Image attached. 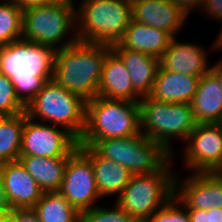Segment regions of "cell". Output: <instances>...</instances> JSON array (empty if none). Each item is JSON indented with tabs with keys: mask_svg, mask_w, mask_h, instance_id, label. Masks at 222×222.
<instances>
[{
	"mask_svg": "<svg viewBox=\"0 0 222 222\" xmlns=\"http://www.w3.org/2000/svg\"><path fill=\"white\" fill-rule=\"evenodd\" d=\"M55 54L56 48L22 38L0 47V72L12 80L25 106L52 80Z\"/></svg>",
	"mask_w": 222,
	"mask_h": 222,
	"instance_id": "6da1fadb",
	"label": "cell"
},
{
	"mask_svg": "<svg viewBox=\"0 0 222 222\" xmlns=\"http://www.w3.org/2000/svg\"><path fill=\"white\" fill-rule=\"evenodd\" d=\"M111 46L77 41L56 49L53 80L85 101L98 96L102 67Z\"/></svg>",
	"mask_w": 222,
	"mask_h": 222,
	"instance_id": "7a4b0ae2",
	"label": "cell"
},
{
	"mask_svg": "<svg viewBox=\"0 0 222 222\" xmlns=\"http://www.w3.org/2000/svg\"><path fill=\"white\" fill-rule=\"evenodd\" d=\"M141 133L139 104L96 96L86 101L85 128L78 146L98 140L127 138Z\"/></svg>",
	"mask_w": 222,
	"mask_h": 222,
	"instance_id": "3957f363",
	"label": "cell"
},
{
	"mask_svg": "<svg viewBox=\"0 0 222 222\" xmlns=\"http://www.w3.org/2000/svg\"><path fill=\"white\" fill-rule=\"evenodd\" d=\"M80 4L75 27L78 41L112 46L124 37L132 21L130 0H82Z\"/></svg>",
	"mask_w": 222,
	"mask_h": 222,
	"instance_id": "277c9868",
	"label": "cell"
},
{
	"mask_svg": "<svg viewBox=\"0 0 222 222\" xmlns=\"http://www.w3.org/2000/svg\"><path fill=\"white\" fill-rule=\"evenodd\" d=\"M138 104L141 133L161 144L170 154L173 153L172 140L186 141L197 125L190 103L159 102L146 96Z\"/></svg>",
	"mask_w": 222,
	"mask_h": 222,
	"instance_id": "5b68a950",
	"label": "cell"
},
{
	"mask_svg": "<svg viewBox=\"0 0 222 222\" xmlns=\"http://www.w3.org/2000/svg\"><path fill=\"white\" fill-rule=\"evenodd\" d=\"M27 116L42 123L63 127L78 140L85 128L86 101L79 95L63 88L53 79L26 106Z\"/></svg>",
	"mask_w": 222,
	"mask_h": 222,
	"instance_id": "8992f818",
	"label": "cell"
},
{
	"mask_svg": "<svg viewBox=\"0 0 222 222\" xmlns=\"http://www.w3.org/2000/svg\"><path fill=\"white\" fill-rule=\"evenodd\" d=\"M74 3H76L74 0H61L50 5L24 9L22 39L56 49L68 47L77 42L75 31L69 40H64L70 29L77 25V8Z\"/></svg>",
	"mask_w": 222,
	"mask_h": 222,
	"instance_id": "52a82bcc",
	"label": "cell"
},
{
	"mask_svg": "<svg viewBox=\"0 0 222 222\" xmlns=\"http://www.w3.org/2000/svg\"><path fill=\"white\" fill-rule=\"evenodd\" d=\"M171 161L155 173L132 175L115 203L137 222H145L174 196L175 176L171 174Z\"/></svg>",
	"mask_w": 222,
	"mask_h": 222,
	"instance_id": "ba28073f",
	"label": "cell"
},
{
	"mask_svg": "<svg viewBox=\"0 0 222 222\" xmlns=\"http://www.w3.org/2000/svg\"><path fill=\"white\" fill-rule=\"evenodd\" d=\"M92 148L103 158L124 166L132 175L159 171L173 155L142 133L127 138L98 140Z\"/></svg>",
	"mask_w": 222,
	"mask_h": 222,
	"instance_id": "9c48e42d",
	"label": "cell"
},
{
	"mask_svg": "<svg viewBox=\"0 0 222 222\" xmlns=\"http://www.w3.org/2000/svg\"><path fill=\"white\" fill-rule=\"evenodd\" d=\"M78 148V139L63 127L34 121L25 111L20 155L69 157Z\"/></svg>",
	"mask_w": 222,
	"mask_h": 222,
	"instance_id": "30bf717a",
	"label": "cell"
},
{
	"mask_svg": "<svg viewBox=\"0 0 222 222\" xmlns=\"http://www.w3.org/2000/svg\"><path fill=\"white\" fill-rule=\"evenodd\" d=\"M59 192L80 214L102 199L91 159L79 147L68 158Z\"/></svg>",
	"mask_w": 222,
	"mask_h": 222,
	"instance_id": "8fae6325",
	"label": "cell"
},
{
	"mask_svg": "<svg viewBox=\"0 0 222 222\" xmlns=\"http://www.w3.org/2000/svg\"><path fill=\"white\" fill-rule=\"evenodd\" d=\"M184 165L192 173L218 172L222 168V127L218 123L197 124L188 135Z\"/></svg>",
	"mask_w": 222,
	"mask_h": 222,
	"instance_id": "7c38bea8",
	"label": "cell"
},
{
	"mask_svg": "<svg viewBox=\"0 0 222 222\" xmlns=\"http://www.w3.org/2000/svg\"><path fill=\"white\" fill-rule=\"evenodd\" d=\"M179 178H174V196L186 209L222 208V176L219 172H191L186 180Z\"/></svg>",
	"mask_w": 222,
	"mask_h": 222,
	"instance_id": "4fadbf2b",
	"label": "cell"
},
{
	"mask_svg": "<svg viewBox=\"0 0 222 222\" xmlns=\"http://www.w3.org/2000/svg\"><path fill=\"white\" fill-rule=\"evenodd\" d=\"M188 14L172 0L132 1V20L152 26L176 37Z\"/></svg>",
	"mask_w": 222,
	"mask_h": 222,
	"instance_id": "5bb4252c",
	"label": "cell"
},
{
	"mask_svg": "<svg viewBox=\"0 0 222 222\" xmlns=\"http://www.w3.org/2000/svg\"><path fill=\"white\" fill-rule=\"evenodd\" d=\"M0 177L11 209L34 207L43 194L19 160L1 163Z\"/></svg>",
	"mask_w": 222,
	"mask_h": 222,
	"instance_id": "9a60e30c",
	"label": "cell"
},
{
	"mask_svg": "<svg viewBox=\"0 0 222 222\" xmlns=\"http://www.w3.org/2000/svg\"><path fill=\"white\" fill-rule=\"evenodd\" d=\"M207 54V50L200 45L178 42L173 37L160 58V66L184 75L202 76L210 71Z\"/></svg>",
	"mask_w": 222,
	"mask_h": 222,
	"instance_id": "2e32d148",
	"label": "cell"
},
{
	"mask_svg": "<svg viewBox=\"0 0 222 222\" xmlns=\"http://www.w3.org/2000/svg\"><path fill=\"white\" fill-rule=\"evenodd\" d=\"M98 96L136 103L142 98L133 88L125 63L113 49L103 63Z\"/></svg>",
	"mask_w": 222,
	"mask_h": 222,
	"instance_id": "e0dca14e",
	"label": "cell"
},
{
	"mask_svg": "<svg viewBox=\"0 0 222 222\" xmlns=\"http://www.w3.org/2000/svg\"><path fill=\"white\" fill-rule=\"evenodd\" d=\"M201 76L184 75L159 66L150 98L159 102L190 103Z\"/></svg>",
	"mask_w": 222,
	"mask_h": 222,
	"instance_id": "ac0fdd59",
	"label": "cell"
},
{
	"mask_svg": "<svg viewBox=\"0 0 222 222\" xmlns=\"http://www.w3.org/2000/svg\"><path fill=\"white\" fill-rule=\"evenodd\" d=\"M172 37L165 31L140 22L131 21L124 37L112 49H129L161 58Z\"/></svg>",
	"mask_w": 222,
	"mask_h": 222,
	"instance_id": "d6986e66",
	"label": "cell"
},
{
	"mask_svg": "<svg viewBox=\"0 0 222 222\" xmlns=\"http://www.w3.org/2000/svg\"><path fill=\"white\" fill-rule=\"evenodd\" d=\"M190 105L197 124L220 122L222 118V88L219 80L211 71L199 79L197 91Z\"/></svg>",
	"mask_w": 222,
	"mask_h": 222,
	"instance_id": "ffe728a7",
	"label": "cell"
},
{
	"mask_svg": "<svg viewBox=\"0 0 222 222\" xmlns=\"http://www.w3.org/2000/svg\"><path fill=\"white\" fill-rule=\"evenodd\" d=\"M78 147L91 159L100 196L119 195L130 182V171L113 160L101 157L91 146Z\"/></svg>",
	"mask_w": 222,
	"mask_h": 222,
	"instance_id": "44dd1931",
	"label": "cell"
},
{
	"mask_svg": "<svg viewBox=\"0 0 222 222\" xmlns=\"http://www.w3.org/2000/svg\"><path fill=\"white\" fill-rule=\"evenodd\" d=\"M123 60L129 72L134 90L141 96L151 94L160 66V59L129 49H113Z\"/></svg>",
	"mask_w": 222,
	"mask_h": 222,
	"instance_id": "7402d4cb",
	"label": "cell"
},
{
	"mask_svg": "<svg viewBox=\"0 0 222 222\" xmlns=\"http://www.w3.org/2000/svg\"><path fill=\"white\" fill-rule=\"evenodd\" d=\"M69 157L20 155L19 161L43 192L59 191Z\"/></svg>",
	"mask_w": 222,
	"mask_h": 222,
	"instance_id": "603a6c76",
	"label": "cell"
},
{
	"mask_svg": "<svg viewBox=\"0 0 222 222\" xmlns=\"http://www.w3.org/2000/svg\"><path fill=\"white\" fill-rule=\"evenodd\" d=\"M33 208L41 222H81V214L59 191L43 192Z\"/></svg>",
	"mask_w": 222,
	"mask_h": 222,
	"instance_id": "cb8c5ba5",
	"label": "cell"
},
{
	"mask_svg": "<svg viewBox=\"0 0 222 222\" xmlns=\"http://www.w3.org/2000/svg\"><path fill=\"white\" fill-rule=\"evenodd\" d=\"M24 126L25 111L13 116H0V164L19 159Z\"/></svg>",
	"mask_w": 222,
	"mask_h": 222,
	"instance_id": "d4e9b609",
	"label": "cell"
},
{
	"mask_svg": "<svg viewBox=\"0 0 222 222\" xmlns=\"http://www.w3.org/2000/svg\"><path fill=\"white\" fill-rule=\"evenodd\" d=\"M4 1V0H3ZM23 9L11 0L0 3V47L22 38Z\"/></svg>",
	"mask_w": 222,
	"mask_h": 222,
	"instance_id": "484cf974",
	"label": "cell"
},
{
	"mask_svg": "<svg viewBox=\"0 0 222 222\" xmlns=\"http://www.w3.org/2000/svg\"><path fill=\"white\" fill-rule=\"evenodd\" d=\"M26 110L15 93L12 80L0 72V116H13Z\"/></svg>",
	"mask_w": 222,
	"mask_h": 222,
	"instance_id": "4316f807",
	"label": "cell"
},
{
	"mask_svg": "<svg viewBox=\"0 0 222 222\" xmlns=\"http://www.w3.org/2000/svg\"><path fill=\"white\" fill-rule=\"evenodd\" d=\"M114 209L94 206L81 214V222H137L115 203Z\"/></svg>",
	"mask_w": 222,
	"mask_h": 222,
	"instance_id": "83f0119b",
	"label": "cell"
},
{
	"mask_svg": "<svg viewBox=\"0 0 222 222\" xmlns=\"http://www.w3.org/2000/svg\"><path fill=\"white\" fill-rule=\"evenodd\" d=\"M145 222H191V221L187 209L177 200L175 196H173L162 208L154 212Z\"/></svg>",
	"mask_w": 222,
	"mask_h": 222,
	"instance_id": "f1b7e54d",
	"label": "cell"
},
{
	"mask_svg": "<svg viewBox=\"0 0 222 222\" xmlns=\"http://www.w3.org/2000/svg\"><path fill=\"white\" fill-rule=\"evenodd\" d=\"M11 212L16 216L17 222H41L33 207L15 208Z\"/></svg>",
	"mask_w": 222,
	"mask_h": 222,
	"instance_id": "f546056e",
	"label": "cell"
},
{
	"mask_svg": "<svg viewBox=\"0 0 222 222\" xmlns=\"http://www.w3.org/2000/svg\"><path fill=\"white\" fill-rule=\"evenodd\" d=\"M207 15L213 17L215 20L221 23L222 21V0H205L202 6Z\"/></svg>",
	"mask_w": 222,
	"mask_h": 222,
	"instance_id": "4dcf8cb0",
	"label": "cell"
},
{
	"mask_svg": "<svg viewBox=\"0 0 222 222\" xmlns=\"http://www.w3.org/2000/svg\"><path fill=\"white\" fill-rule=\"evenodd\" d=\"M191 222H211L210 221V209H187Z\"/></svg>",
	"mask_w": 222,
	"mask_h": 222,
	"instance_id": "1f68e13d",
	"label": "cell"
},
{
	"mask_svg": "<svg viewBox=\"0 0 222 222\" xmlns=\"http://www.w3.org/2000/svg\"><path fill=\"white\" fill-rule=\"evenodd\" d=\"M23 10L33 6H45L57 3L61 0H11Z\"/></svg>",
	"mask_w": 222,
	"mask_h": 222,
	"instance_id": "d6a6232c",
	"label": "cell"
},
{
	"mask_svg": "<svg viewBox=\"0 0 222 222\" xmlns=\"http://www.w3.org/2000/svg\"><path fill=\"white\" fill-rule=\"evenodd\" d=\"M172 1H174L188 15L191 12V10L195 9L196 7L202 9L201 6H203L205 2V0H172Z\"/></svg>",
	"mask_w": 222,
	"mask_h": 222,
	"instance_id": "836d02e7",
	"label": "cell"
},
{
	"mask_svg": "<svg viewBox=\"0 0 222 222\" xmlns=\"http://www.w3.org/2000/svg\"><path fill=\"white\" fill-rule=\"evenodd\" d=\"M0 211H11V205L8 202L1 177H0Z\"/></svg>",
	"mask_w": 222,
	"mask_h": 222,
	"instance_id": "e575fe53",
	"label": "cell"
},
{
	"mask_svg": "<svg viewBox=\"0 0 222 222\" xmlns=\"http://www.w3.org/2000/svg\"><path fill=\"white\" fill-rule=\"evenodd\" d=\"M210 71L217 77L222 88V60L210 66Z\"/></svg>",
	"mask_w": 222,
	"mask_h": 222,
	"instance_id": "d590c367",
	"label": "cell"
},
{
	"mask_svg": "<svg viewBox=\"0 0 222 222\" xmlns=\"http://www.w3.org/2000/svg\"><path fill=\"white\" fill-rule=\"evenodd\" d=\"M210 221L222 222V208H210Z\"/></svg>",
	"mask_w": 222,
	"mask_h": 222,
	"instance_id": "8d00e7d4",
	"label": "cell"
},
{
	"mask_svg": "<svg viewBox=\"0 0 222 222\" xmlns=\"http://www.w3.org/2000/svg\"><path fill=\"white\" fill-rule=\"evenodd\" d=\"M219 33L220 34L218 35L217 39H215V41H214V43L212 45L213 48L211 50H215L216 48L218 50H220V48L222 49V28H221Z\"/></svg>",
	"mask_w": 222,
	"mask_h": 222,
	"instance_id": "74e56055",
	"label": "cell"
},
{
	"mask_svg": "<svg viewBox=\"0 0 222 222\" xmlns=\"http://www.w3.org/2000/svg\"><path fill=\"white\" fill-rule=\"evenodd\" d=\"M2 222H17V219H16V216L12 212H9L4 216Z\"/></svg>",
	"mask_w": 222,
	"mask_h": 222,
	"instance_id": "f35d334b",
	"label": "cell"
},
{
	"mask_svg": "<svg viewBox=\"0 0 222 222\" xmlns=\"http://www.w3.org/2000/svg\"><path fill=\"white\" fill-rule=\"evenodd\" d=\"M11 211H0V222L3 221L4 216Z\"/></svg>",
	"mask_w": 222,
	"mask_h": 222,
	"instance_id": "ab89813d",
	"label": "cell"
},
{
	"mask_svg": "<svg viewBox=\"0 0 222 222\" xmlns=\"http://www.w3.org/2000/svg\"><path fill=\"white\" fill-rule=\"evenodd\" d=\"M218 124L222 127V118H221V120H220V122Z\"/></svg>",
	"mask_w": 222,
	"mask_h": 222,
	"instance_id": "60d3db41",
	"label": "cell"
},
{
	"mask_svg": "<svg viewBox=\"0 0 222 222\" xmlns=\"http://www.w3.org/2000/svg\"><path fill=\"white\" fill-rule=\"evenodd\" d=\"M218 172L222 176V168Z\"/></svg>",
	"mask_w": 222,
	"mask_h": 222,
	"instance_id": "b9f144b4",
	"label": "cell"
}]
</instances>
